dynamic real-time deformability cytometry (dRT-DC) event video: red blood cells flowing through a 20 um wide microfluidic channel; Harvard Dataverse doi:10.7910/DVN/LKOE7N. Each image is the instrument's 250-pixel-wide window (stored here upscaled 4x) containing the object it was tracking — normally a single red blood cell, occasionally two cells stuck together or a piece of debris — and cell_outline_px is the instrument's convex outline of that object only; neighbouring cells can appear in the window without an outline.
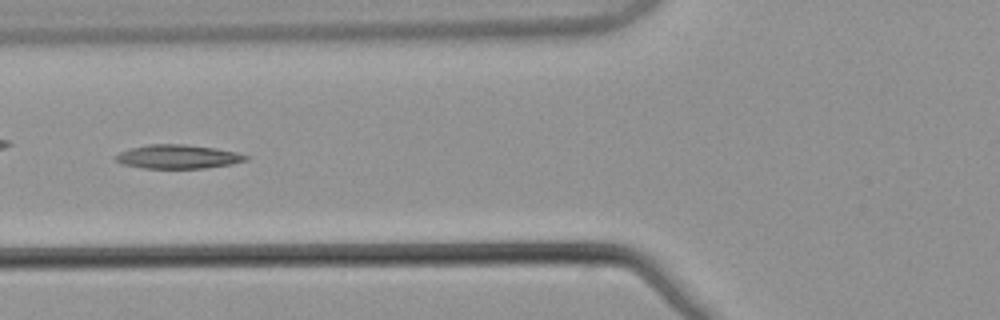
{"species": "common noctule bat (a hibernating species)", "species_latin": "Nyctalus noctula", "temperature_condition": "warm", "stored_images_in_passage": 5, "camera_frame_rate_fps": 3000, "um_per_image_px": 0.085, "animal": {"sex": "male", "body_mass_g": 21.5, "forearm_length_mm": 52.0}, "frame": {"image": 1, "passage_image": 5, "time_ms": 1.333, "image_size_px": [1000, 320], "cell_outline_px": [[248, 160], [232, 164], [204, 168], [144, 168], [124, 164], [116, 160], [116, 156], [120, 152], [132, 148], [148, 144], [184, 144], [216, 148], [236, 152], [248, 156]], "centroid_in_image_um": [15.16, 13.31], "position_along_channel_um": 110.6, "area_um2": 17.92}}